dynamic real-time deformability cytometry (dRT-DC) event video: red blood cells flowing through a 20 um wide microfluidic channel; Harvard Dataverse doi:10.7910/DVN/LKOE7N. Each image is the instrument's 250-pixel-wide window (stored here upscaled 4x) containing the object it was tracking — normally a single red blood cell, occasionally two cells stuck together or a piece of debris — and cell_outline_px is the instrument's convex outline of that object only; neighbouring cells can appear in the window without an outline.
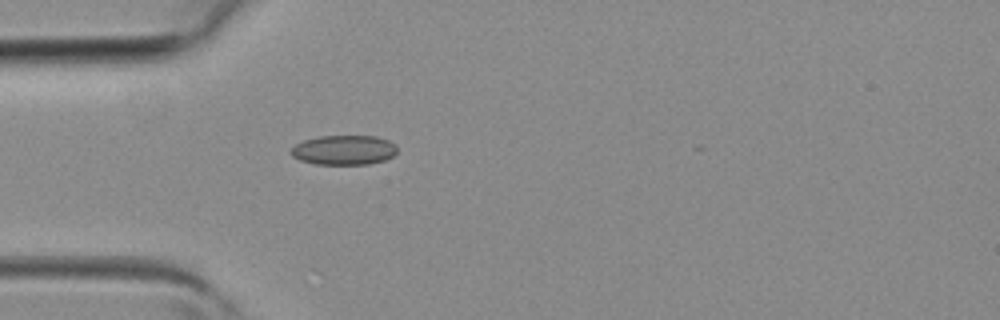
{"species": "common noctule bat (a hibernating species)", "species_latin": "Nyctalus noctula", "temperature_condition": "room temperature", "stored_images_in_passage": 5, "camera_frame_rate_fps": 3000, "um_per_image_px": 0.085, "animal": {"sex": "female", "body_mass_g": 19.3, "forearm_length_mm": 54.1}, "frame": {"image": 1, "passage_image": 5, "time_ms": 1.333, "image_size_px": [1000, 320], "cell_outline_px": [[396, 152], [392, 156], [384, 160], [368, 164], [316, 164], [300, 160], [292, 156], [292, 148], [296, 144], [304, 140], [320, 136], [376, 136], [388, 140], [396, 144]], "centroid_in_image_um": [29.25, 12.75], "position_along_channel_um": 55.8, "area_um2": 18.21}}